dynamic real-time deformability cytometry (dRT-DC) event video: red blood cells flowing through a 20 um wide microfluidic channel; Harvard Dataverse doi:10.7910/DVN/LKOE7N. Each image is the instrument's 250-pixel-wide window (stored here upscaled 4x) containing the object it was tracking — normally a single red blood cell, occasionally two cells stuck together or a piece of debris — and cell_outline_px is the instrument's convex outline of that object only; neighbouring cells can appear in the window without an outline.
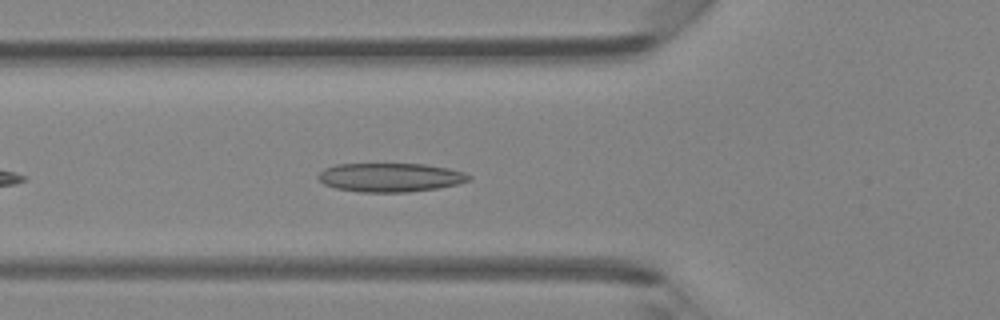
{"species": "Egyptian fruit bat (a non-hibernating species)", "species_latin": "Rousettus aegyptiacus", "temperature_condition": "room temperature", "stored_images_in_passage": 35, "camera_frame_rate_fps": 3000, "um_per_image_px": 0.085, "animal": {"sex": "female"}, "frame": {"image": 1, "passage_image": 6, "time_ms": 1.667, "image_size_px": [1000, 320], "cell_outline_px": [[472, 180], [456, 184], [436, 188], [408, 192], [360, 192], [336, 188], [324, 184], [316, 176], [324, 168], [336, 164], [424, 164], [448, 168], [464, 172], [472, 176]], "centroid_in_image_um": [33.17, 15.07], "position_along_channel_um": 92.6, "area_um2": 25.32}}
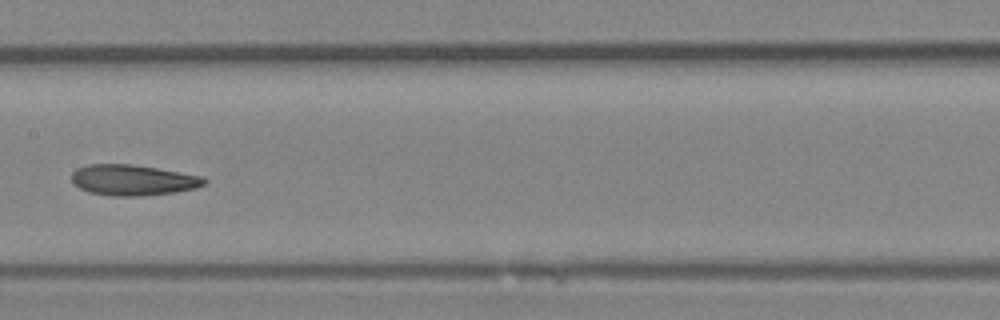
{"frame": {"image": 2, "passage_image": 13, "time_ms": 4.0, "image_size_px": [1000, 320], "cell_outline_px": [[208, 180], [204, 184], [196, 188], [176, 192], [140, 196], [112, 196], [88, 192], [72, 184], [72, 172], [76, 168], [88, 164], [132, 164], [204, 176]], "centroid_in_image_um": [11.29, 15.3], "position_along_channel_um": 196.1, "area_um2": 23.93}}
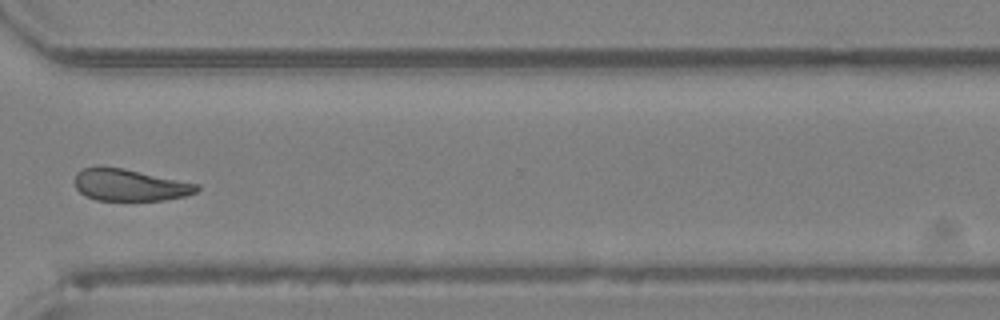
{"frame": {"image": 3, "passage_image": 24, "time_ms": 7.667, "image_size_px": [1000, 320], "cell_outline_px": [[200, 188], [196, 192], [184, 196], [164, 200], [96, 200], [84, 196], [76, 188], [72, 180], [76, 172], [84, 168], [124, 168], [200, 184]], "centroid_in_image_um": [11.02, 15.74], "position_along_channel_um": 359.6, "area_um2": 22.66}}